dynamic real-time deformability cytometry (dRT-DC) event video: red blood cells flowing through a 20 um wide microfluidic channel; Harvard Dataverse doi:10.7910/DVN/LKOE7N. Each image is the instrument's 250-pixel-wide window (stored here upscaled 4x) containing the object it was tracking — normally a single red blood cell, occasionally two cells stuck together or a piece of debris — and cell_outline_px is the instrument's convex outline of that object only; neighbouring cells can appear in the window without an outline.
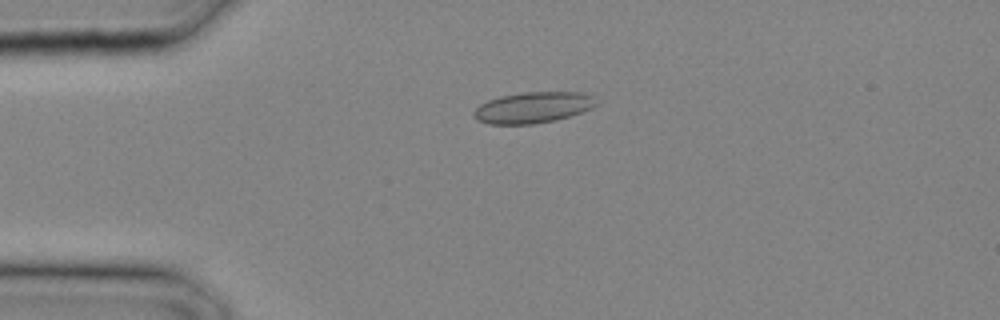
{"species": "common noctule bat (a hibernating species)", "species_latin": "Nyctalus noctula", "temperature_condition": "cold", "stored_images_in_passage": 21, "camera_frame_rate_fps": 3000, "um_per_image_px": 0.085, "animal": {"sex": "male", "body_mass_g": 20.4}, "frame": {"image": 1, "passage_image": 1, "time_ms": 0.0, "image_size_px": [1000, 320], "cell_outline_px": [[600, 104], [592, 108], [556, 120], [536, 124], [488, 124], [476, 120], [472, 116], [472, 112], [480, 104], [488, 100], [500, 96], [524, 92], [580, 92], [592, 96]], "centroid_in_image_um": [45.28, 9.14], "position_along_channel_um": 39.7, "area_um2": 22.31}}
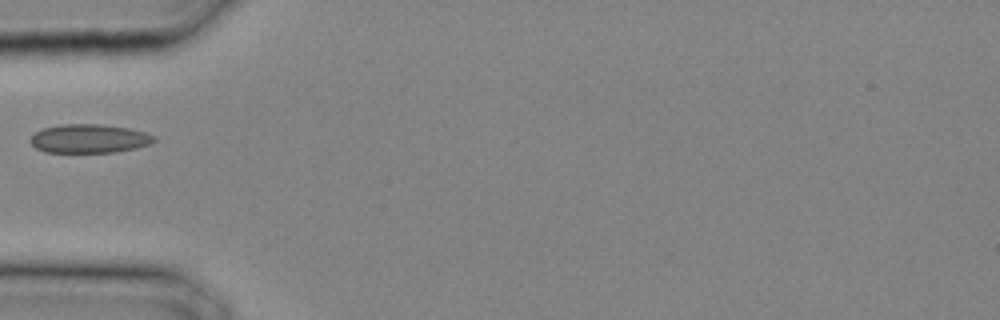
{"frame": {"image": 2, "passage_image": 4, "time_ms": 1.0, "image_size_px": [1000, 320], "cell_outline_px": [[156, 140], [148, 144], [136, 148], [116, 152], [44, 152], [36, 148], [28, 140], [36, 132], [44, 128], [64, 124], [100, 124], [128, 128], [144, 132], [156, 136]], "centroid_in_image_um": [7.58, 11.78], "position_along_channel_um": 77.4, "area_um2": 20.63}}
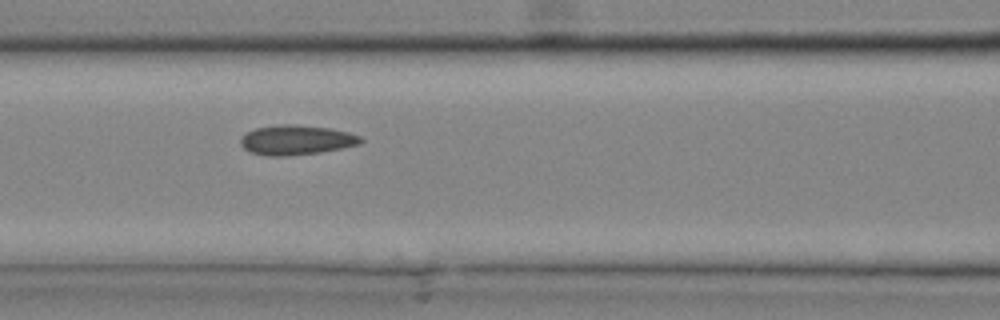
{"frame": {"image": 3, "passage_image": 7, "time_ms": 2.0, "image_size_px": [1000, 320], "cell_outline_px": [[364, 140], [360, 144], [320, 152], [288, 156], [264, 156], [248, 152], [240, 144], [240, 136], [256, 128], [276, 124], [292, 124], [328, 128], [348, 132], [360, 136]], "centroid_in_image_um": [25.14, 11.9], "position_along_channel_um": 141.5, "area_um2": 20.92}}